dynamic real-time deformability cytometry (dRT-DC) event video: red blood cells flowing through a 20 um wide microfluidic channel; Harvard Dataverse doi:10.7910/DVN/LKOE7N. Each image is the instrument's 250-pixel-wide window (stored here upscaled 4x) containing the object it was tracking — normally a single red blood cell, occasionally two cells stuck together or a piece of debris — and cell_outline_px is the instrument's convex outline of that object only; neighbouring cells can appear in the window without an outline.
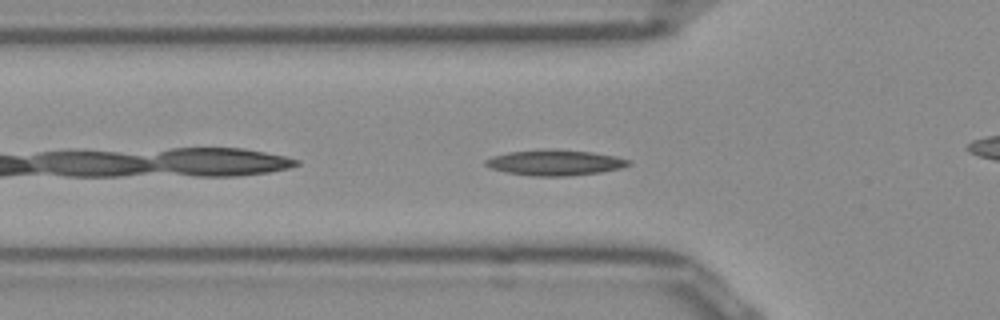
{"species": "Egyptian fruit bat (a non-hibernating species)", "species_latin": "Rousettus aegyptiacus", "temperature_condition": "room temperature", "stored_images_in_passage": 39, "camera_frame_rate_fps": 3000, "um_per_image_px": 0.085, "frame": {"image": 1, "passage_image": 3, "time_ms": 0.667, "image_size_px": [1000, 320], "cell_outline_px": [[632, 164], [620, 168], [600, 172], [568, 176], [536, 176], [508, 172], [492, 168], [484, 164], [484, 160], [492, 156], [508, 152], [548, 148], [592, 152], [616, 156], [632, 160]], "centroid_in_image_um": [47.2, 13.81], "position_along_channel_um": 78.6, "area_um2": 21.39}}
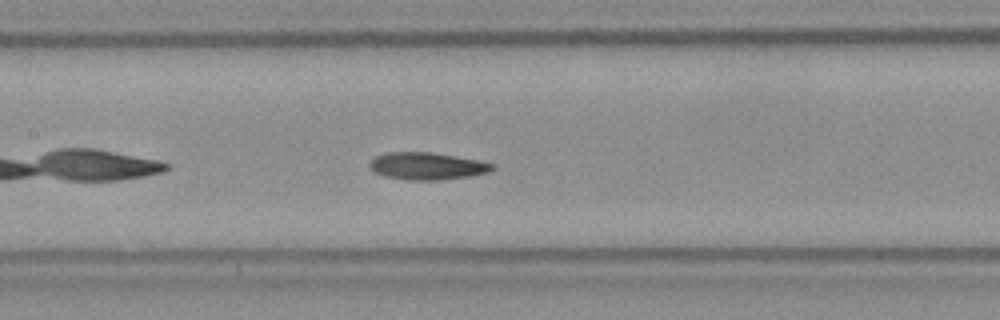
{"frame": {"image": 2, "passage_image": 10, "time_ms": 3.0, "image_size_px": [1000, 320], "cell_outline_px": [[496, 168], [488, 172], [472, 176], [440, 180], [404, 180], [384, 176], [376, 172], [368, 164], [376, 156], [388, 152], [432, 152], [480, 160], [496, 164]], "centroid_in_image_um": [36.36, 14.12], "position_along_channel_um": 171.0, "area_um2": 19.65}}
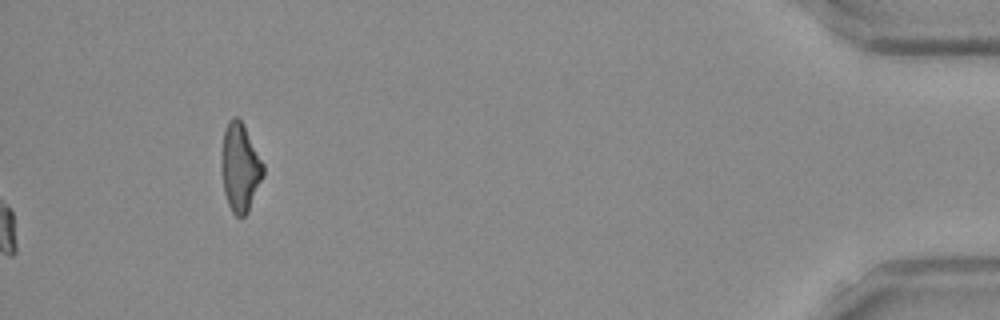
{"frame": {"image": 3, "passage_image": 39, "time_ms": 12.667, "image_size_px": [1000, 320], "cell_outline_px": [[264, 176], [248, 212], [244, 216], [236, 216], [232, 212], [228, 204], [224, 192], [220, 168], [220, 160], [224, 132], [228, 120], [232, 116], [236, 116], [244, 124], [264, 164]], "centroid_in_image_um": [20.4, 14.22], "position_along_channel_um": 414.8, "area_um2": 21.85}, "authors_computed_cell_mechanics": {"area_um2": 19.074, "velocity_mm_per_s": 3.9229, "shape_relaxation_time_tau1_ms": 4.9162, "shape_relaxation_time_tau2_ms": 4.0128, "deformation_change_tau1": 0.141, "deformation_change_tau2": 0.1017}}